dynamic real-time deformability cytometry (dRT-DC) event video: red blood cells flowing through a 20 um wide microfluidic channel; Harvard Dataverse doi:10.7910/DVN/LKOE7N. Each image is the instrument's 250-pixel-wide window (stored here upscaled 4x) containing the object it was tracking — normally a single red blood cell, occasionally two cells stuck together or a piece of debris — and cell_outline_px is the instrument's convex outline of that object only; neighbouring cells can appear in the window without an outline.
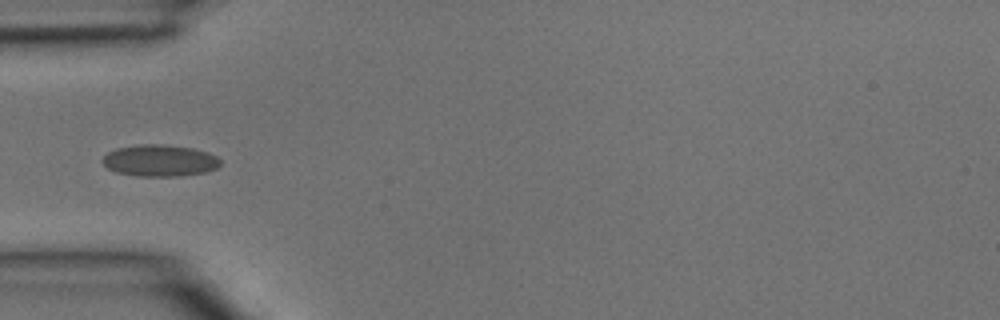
{"species": "common noctule bat (a hibernating species)", "species_latin": "Nyctalus noctula", "temperature_condition": "room temperature", "stored_images_in_passage": 5, "camera_frame_rate_fps": 3000, "um_per_image_px": 0.085, "animal": {"sex": "male", "body_mass_g": 15.6}, "frame": {"image": 1, "passage_image": 5, "time_ms": 1.333, "image_size_px": [1000, 320], "cell_outline_px": [[220, 164], [216, 168], [204, 172], [180, 176], [136, 176], [116, 172], [108, 168], [100, 160], [108, 152], [116, 148], [140, 144], [160, 144], [192, 148], [208, 152], [216, 156], [220, 160]], "centroid_in_image_um": [13.55, 13.65], "position_along_channel_um": 71.4, "area_um2": 21.73}}